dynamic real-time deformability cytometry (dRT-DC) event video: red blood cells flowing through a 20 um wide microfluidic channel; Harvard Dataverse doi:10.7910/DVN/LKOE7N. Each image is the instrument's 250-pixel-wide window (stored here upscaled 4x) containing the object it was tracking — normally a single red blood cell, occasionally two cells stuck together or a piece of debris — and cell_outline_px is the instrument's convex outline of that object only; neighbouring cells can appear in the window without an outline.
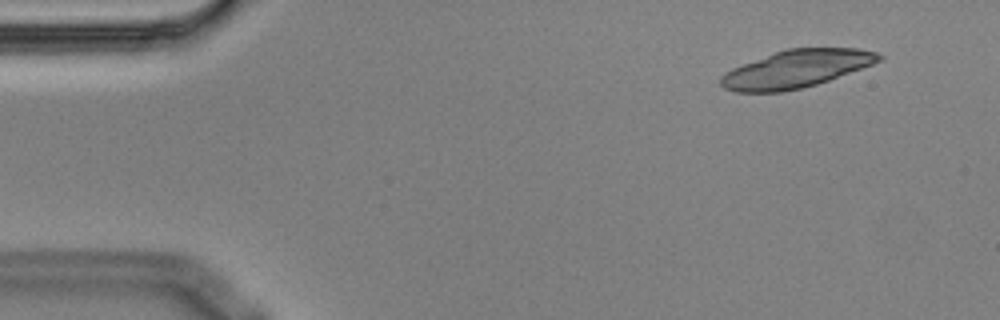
{"species": "Egyptian fruit bat (a non-hibernating species)", "species_latin": "Rousettus aegyptiacus", "temperature_condition": "cold", "stored_images_in_passage": 5, "camera_frame_rate_fps": 3000, "um_per_image_px": 0.085, "animal": {"sex": "male"}, "frame": {"image": 1, "passage_image": 2, "time_ms": 0.333, "image_size_px": [1000, 320], "cell_outline_px": [[884, 56], [880, 60], [872, 64], [828, 80], [816, 84], [800, 88], [780, 92], [736, 92], [724, 88], [720, 84], [720, 76], [724, 72], [732, 68], [776, 52], [788, 48], [856, 48], [880, 52]], "centroid_in_image_um": [67.67, 5.86], "position_along_channel_um": 17.3, "area_um2": 34.33}}